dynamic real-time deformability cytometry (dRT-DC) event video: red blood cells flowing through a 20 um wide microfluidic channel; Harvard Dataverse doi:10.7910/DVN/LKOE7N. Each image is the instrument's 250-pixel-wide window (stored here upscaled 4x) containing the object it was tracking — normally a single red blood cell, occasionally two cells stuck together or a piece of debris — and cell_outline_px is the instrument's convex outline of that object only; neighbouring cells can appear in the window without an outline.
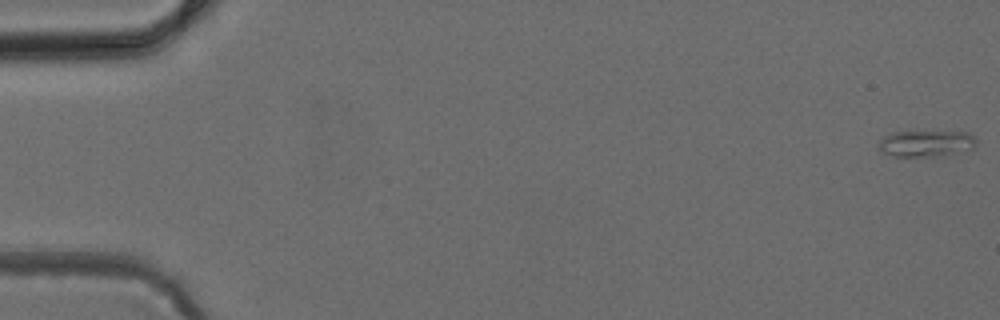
{"species": "common noctule bat (a hibernating species)", "species_latin": "Nyctalus noctula", "temperature_condition": "cold", "stored_images_in_passage": 16, "camera_frame_rate_fps": 3000, "um_per_image_px": 0.085, "animal": {"sex": "female", "body_mass_g": 24.6, "forearm_length_mm": 56.2}, "frame": {"image": 1, "passage_image": 1, "time_ms": 0.0, "image_size_px": [1000, 320], "cell_outline_px": [[976, 144], [972, 148], [932, 156], [892, 156], [884, 152], [880, 148], [880, 140], [884, 136], [892, 132], [968, 132], [976, 140]], "centroid_in_image_um": [78.68, 12.18], "position_along_channel_um": 6.3, "area_um2": 14.39}}
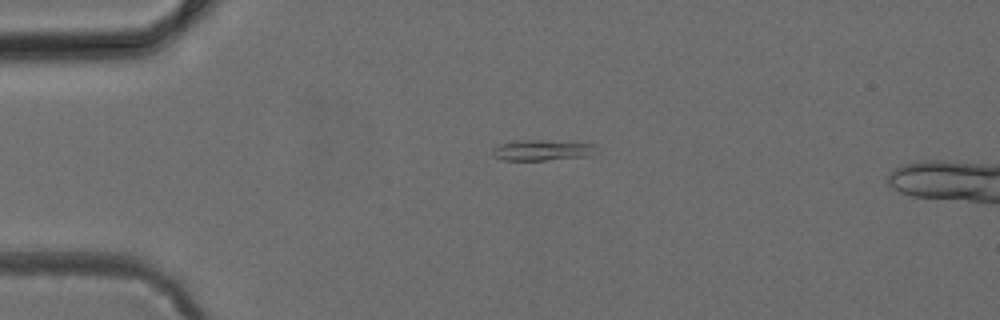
{"frame": {"image": 2, "passage_image": 12, "time_ms": 3.667, "image_size_px": [1000, 320], "cell_outline_px": [[596, 144], [592, 152], [588, 156], [544, 160], [504, 160], [492, 156], [492, 148], [500, 144], [516, 140], [540, 140]], "centroid_in_image_um": [45.98, 12.76], "position_along_channel_um": 39.0, "area_um2": 12.31}}